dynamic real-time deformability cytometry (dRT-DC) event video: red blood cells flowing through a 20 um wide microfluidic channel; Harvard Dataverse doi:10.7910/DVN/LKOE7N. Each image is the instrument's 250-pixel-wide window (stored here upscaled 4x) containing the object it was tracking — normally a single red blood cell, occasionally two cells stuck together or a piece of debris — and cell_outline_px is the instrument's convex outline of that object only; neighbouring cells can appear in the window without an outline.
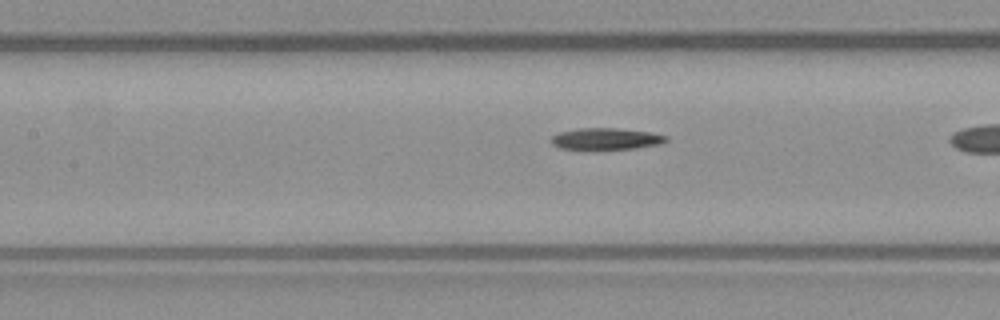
{"species": "common noctule bat (a hibernating species)", "species_latin": "Nyctalus noctula", "temperature_condition": "warm", "stored_images_in_passage": 35, "camera_frame_rate_fps": 3000, "um_per_image_px": 0.085, "animal": {"sex": "male", "body_mass_g": 23.1, "forearm_length_mm": 52.7}, "frame": {"image": 1, "passage_image": 18, "time_ms": 5.667, "image_size_px": [1000, 320], "cell_outline_px": [[668, 140], [660, 144], [632, 148], [560, 148], [552, 144], [552, 136], [560, 132], [580, 128], [616, 128], [652, 132], [668, 136]], "centroid_in_image_um": [51.56, 11.77], "position_along_channel_um": 155.8, "area_um2": 14.05}}
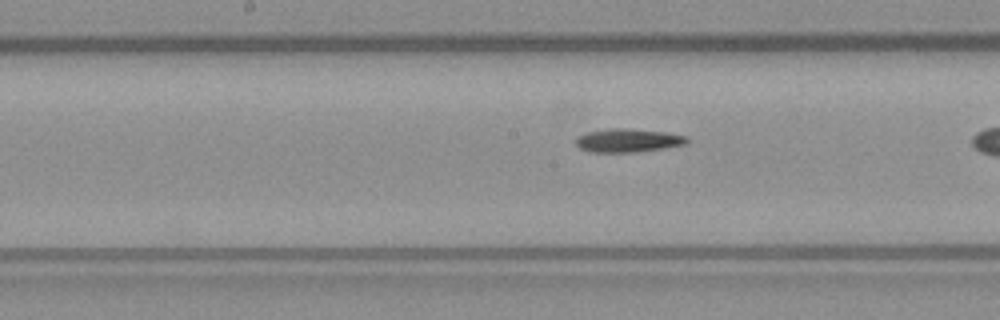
{"frame": {"image": 2, "passage_image": 21, "time_ms": 6.667, "image_size_px": [1000, 320], "cell_outline_px": [[688, 144], [664, 148], [632, 152], [588, 152], [580, 148], [576, 144], [576, 140], [580, 136], [588, 132], [608, 128], [624, 128], [664, 132], [688, 136]], "centroid_in_image_um": [53.4, 11.94], "position_along_channel_um": 194.8, "area_um2": 15.09}}
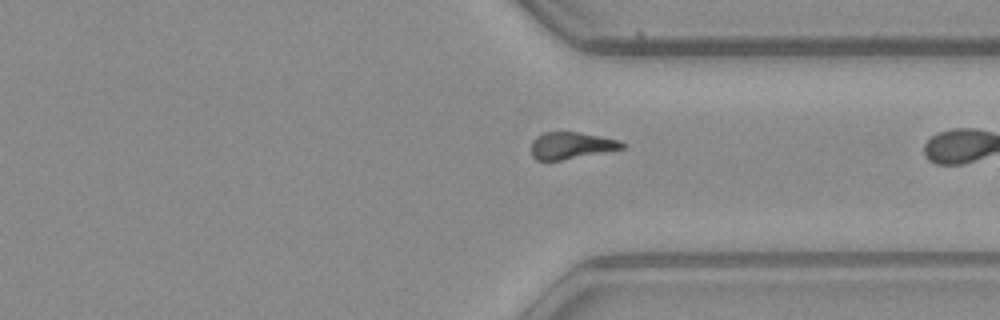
{"frame": {"image": 3, "passage_image": 34, "time_ms": 11.0, "image_size_px": [1000, 320], "cell_outline_px": [[628, 144], [624, 148], [604, 152], [560, 160], [536, 160], [532, 156], [532, 140], [536, 136], [544, 132], [576, 132], [600, 136], [620, 140]], "centroid_in_image_um": [48.57, 12.36], "position_along_channel_um": 362.8, "area_um2": 14.16}}